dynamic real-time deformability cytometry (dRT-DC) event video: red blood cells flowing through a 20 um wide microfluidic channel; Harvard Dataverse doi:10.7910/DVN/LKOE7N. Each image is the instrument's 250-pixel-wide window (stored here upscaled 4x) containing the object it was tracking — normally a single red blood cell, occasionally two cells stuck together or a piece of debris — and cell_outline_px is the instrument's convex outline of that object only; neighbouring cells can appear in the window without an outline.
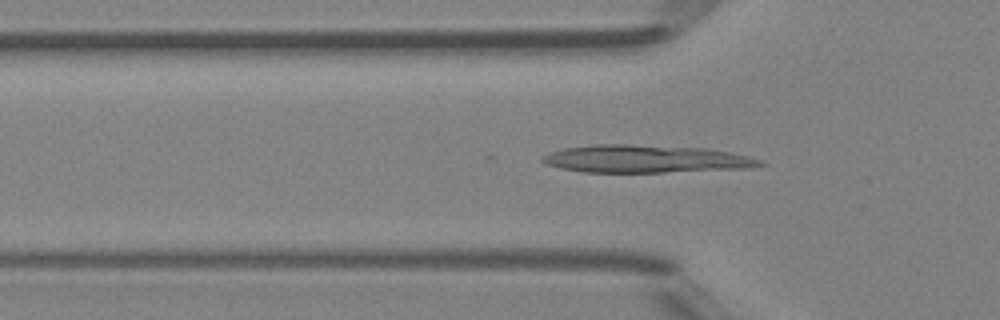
{"species": "Egyptian fruit bat (a non-hibernating species)", "species_latin": "Rousettus aegyptiacus", "temperature_condition": "room temperature", "stored_images_in_passage": 37, "camera_frame_rate_fps": 3000, "um_per_image_px": 0.085, "animal": {"sex": "female"}, "frame": {"image": 1, "passage_image": 5, "time_ms": 1.333, "image_size_px": [1000, 320], "cell_outline_px": [[768, 164], [752, 168], [664, 172], [584, 172], [560, 168], [548, 164], [540, 160], [548, 152], [564, 148], [592, 144], [632, 144], [712, 148], [732, 152], [764, 160]], "centroid_in_image_um": [54.97, 13.5], "position_along_channel_um": 70.8, "area_um2": 35.6}}
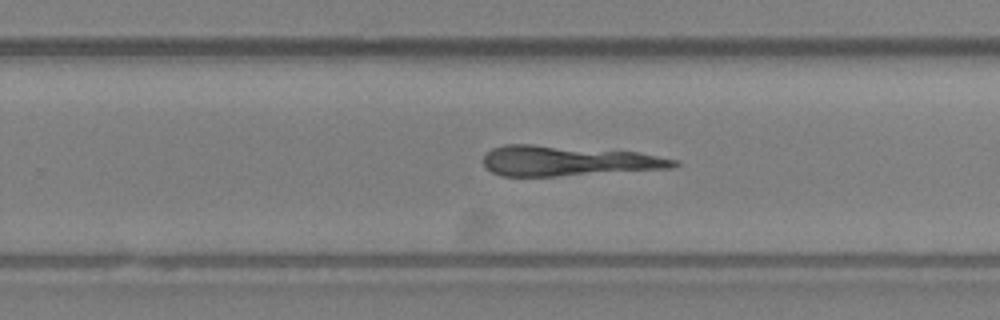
{"frame": {"image": 2, "passage_image": 20, "time_ms": 6.333, "image_size_px": [1000, 320], "cell_outline_px": [[680, 164], [676, 168], [556, 176], [500, 176], [492, 172], [484, 164], [484, 156], [492, 148], [504, 144], [532, 144], [636, 152], [680, 160]], "centroid_in_image_um": [48.3, 13.67], "position_along_channel_um": 281.5, "area_um2": 33.52}}
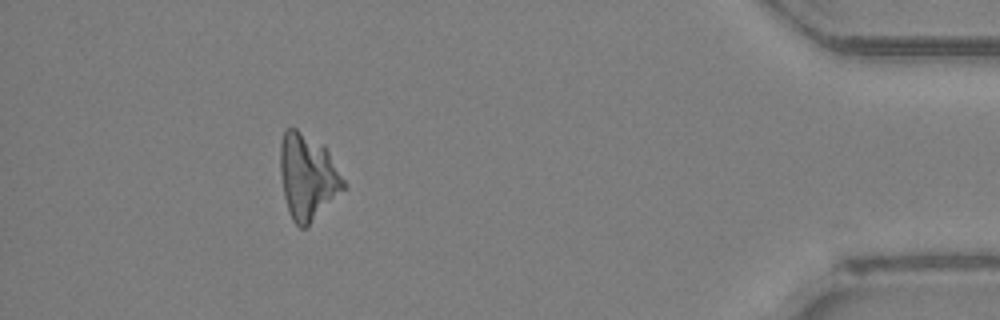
{"frame": {"image": 3, "passage_image": 33, "time_ms": 10.667, "image_size_px": [1000, 320], "cell_outline_px": [[348, 188], [308, 228], [300, 228], [292, 220], [288, 212], [284, 196], [280, 172], [280, 144], [284, 132], [288, 128], [296, 128], [324, 144], [344, 180]], "centroid_in_image_um": [26.18, 15.07], "position_along_channel_um": 409.0, "area_um2": 32.31}}